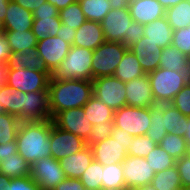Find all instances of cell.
Wrapping results in <instances>:
<instances>
[{
  "label": "cell",
  "instance_id": "1",
  "mask_svg": "<svg viewBox=\"0 0 190 190\" xmlns=\"http://www.w3.org/2000/svg\"><path fill=\"white\" fill-rule=\"evenodd\" d=\"M48 92L53 119L63 110L83 107L93 95V83L92 80H60L50 77Z\"/></svg>",
  "mask_w": 190,
  "mask_h": 190
},
{
  "label": "cell",
  "instance_id": "2",
  "mask_svg": "<svg viewBox=\"0 0 190 190\" xmlns=\"http://www.w3.org/2000/svg\"><path fill=\"white\" fill-rule=\"evenodd\" d=\"M53 120L22 121L16 136L17 151L30 165L51 156L49 135Z\"/></svg>",
  "mask_w": 190,
  "mask_h": 190
},
{
  "label": "cell",
  "instance_id": "3",
  "mask_svg": "<svg viewBox=\"0 0 190 190\" xmlns=\"http://www.w3.org/2000/svg\"><path fill=\"white\" fill-rule=\"evenodd\" d=\"M92 55L93 50L91 49L71 46L68 54L51 74V77L60 80H93Z\"/></svg>",
  "mask_w": 190,
  "mask_h": 190
},
{
  "label": "cell",
  "instance_id": "4",
  "mask_svg": "<svg viewBox=\"0 0 190 190\" xmlns=\"http://www.w3.org/2000/svg\"><path fill=\"white\" fill-rule=\"evenodd\" d=\"M153 98L156 103L169 104L176 94L189 82L182 73L163 68L148 73Z\"/></svg>",
  "mask_w": 190,
  "mask_h": 190
},
{
  "label": "cell",
  "instance_id": "5",
  "mask_svg": "<svg viewBox=\"0 0 190 190\" xmlns=\"http://www.w3.org/2000/svg\"><path fill=\"white\" fill-rule=\"evenodd\" d=\"M128 48L122 42L105 41L92 55V78L113 76Z\"/></svg>",
  "mask_w": 190,
  "mask_h": 190
},
{
  "label": "cell",
  "instance_id": "6",
  "mask_svg": "<svg viewBox=\"0 0 190 190\" xmlns=\"http://www.w3.org/2000/svg\"><path fill=\"white\" fill-rule=\"evenodd\" d=\"M150 107L123 106L114 111V126L132 136L146 135L150 127Z\"/></svg>",
  "mask_w": 190,
  "mask_h": 190
},
{
  "label": "cell",
  "instance_id": "7",
  "mask_svg": "<svg viewBox=\"0 0 190 190\" xmlns=\"http://www.w3.org/2000/svg\"><path fill=\"white\" fill-rule=\"evenodd\" d=\"M93 95L114 111L126 106L125 82L114 76H104L92 80Z\"/></svg>",
  "mask_w": 190,
  "mask_h": 190
},
{
  "label": "cell",
  "instance_id": "8",
  "mask_svg": "<svg viewBox=\"0 0 190 190\" xmlns=\"http://www.w3.org/2000/svg\"><path fill=\"white\" fill-rule=\"evenodd\" d=\"M30 176L41 190H53L66 178L59 161L52 156L37 159L31 165Z\"/></svg>",
  "mask_w": 190,
  "mask_h": 190
},
{
  "label": "cell",
  "instance_id": "9",
  "mask_svg": "<svg viewBox=\"0 0 190 190\" xmlns=\"http://www.w3.org/2000/svg\"><path fill=\"white\" fill-rule=\"evenodd\" d=\"M50 77L49 71L15 69L10 70L7 85L24 93L48 90Z\"/></svg>",
  "mask_w": 190,
  "mask_h": 190
},
{
  "label": "cell",
  "instance_id": "10",
  "mask_svg": "<svg viewBox=\"0 0 190 190\" xmlns=\"http://www.w3.org/2000/svg\"><path fill=\"white\" fill-rule=\"evenodd\" d=\"M49 142L51 156L58 161L66 156L81 151L87 146L83 138L60 129L54 123L51 127Z\"/></svg>",
  "mask_w": 190,
  "mask_h": 190
},
{
  "label": "cell",
  "instance_id": "11",
  "mask_svg": "<svg viewBox=\"0 0 190 190\" xmlns=\"http://www.w3.org/2000/svg\"><path fill=\"white\" fill-rule=\"evenodd\" d=\"M52 120L60 129L71 132L85 141L89 139L92 132L91 121L86 118L83 107L63 110Z\"/></svg>",
  "mask_w": 190,
  "mask_h": 190
},
{
  "label": "cell",
  "instance_id": "12",
  "mask_svg": "<svg viewBox=\"0 0 190 190\" xmlns=\"http://www.w3.org/2000/svg\"><path fill=\"white\" fill-rule=\"evenodd\" d=\"M122 166L126 188L129 189L150 184L156 173L142 157L127 156L122 161Z\"/></svg>",
  "mask_w": 190,
  "mask_h": 190
},
{
  "label": "cell",
  "instance_id": "13",
  "mask_svg": "<svg viewBox=\"0 0 190 190\" xmlns=\"http://www.w3.org/2000/svg\"><path fill=\"white\" fill-rule=\"evenodd\" d=\"M132 21L129 9H111L101 21L105 41L123 42Z\"/></svg>",
  "mask_w": 190,
  "mask_h": 190
},
{
  "label": "cell",
  "instance_id": "14",
  "mask_svg": "<svg viewBox=\"0 0 190 190\" xmlns=\"http://www.w3.org/2000/svg\"><path fill=\"white\" fill-rule=\"evenodd\" d=\"M18 119L21 122L51 119L48 90L24 93L23 112Z\"/></svg>",
  "mask_w": 190,
  "mask_h": 190
},
{
  "label": "cell",
  "instance_id": "15",
  "mask_svg": "<svg viewBox=\"0 0 190 190\" xmlns=\"http://www.w3.org/2000/svg\"><path fill=\"white\" fill-rule=\"evenodd\" d=\"M38 55L44 60L46 69L52 74L64 60L71 45L59 36H49L37 42Z\"/></svg>",
  "mask_w": 190,
  "mask_h": 190
},
{
  "label": "cell",
  "instance_id": "16",
  "mask_svg": "<svg viewBox=\"0 0 190 190\" xmlns=\"http://www.w3.org/2000/svg\"><path fill=\"white\" fill-rule=\"evenodd\" d=\"M130 143H121L111 136L91 146L93 158L103 166L122 163L127 157Z\"/></svg>",
  "mask_w": 190,
  "mask_h": 190
},
{
  "label": "cell",
  "instance_id": "17",
  "mask_svg": "<svg viewBox=\"0 0 190 190\" xmlns=\"http://www.w3.org/2000/svg\"><path fill=\"white\" fill-rule=\"evenodd\" d=\"M126 106L152 107L156 104L148 74L125 82Z\"/></svg>",
  "mask_w": 190,
  "mask_h": 190
},
{
  "label": "cell",
  "instance_id": "18",
  "mask_svg": "<svg viewBox=\"0 0 190 190\" xmlns=\"http://www.w3.org/2000/svg\"><path fill=\"white\" fill-rule=\"evenodd\" d=\"M129 49L136 55V58L146 74L159 68L162 48L149 41L148 37L143 36Z\"/></svg>",
  "mask_w": 190,
  "mask_h": 190
},
{
  "label": "cell",
  "instance_id": "19",
  "mask_svg": "<svg viewBox=\"0 0 190 190\" xmlns=\"http://www.w3.org/2000/svg\"><path fill=\"white\" fill-rule=\"evenodd\" d=\"M129 12L142 25L165 17V8L158 0H130Z\"/></svg>",
  "mask_w": 190,
  "mask_h": 190
},
{
  "label": "cell",
  "instance_id": "20",
  "mask_svg": "<svg viewBox=\"0 0 190 190\" xmlns=\"http://www.w3.org/2000/svg\"><path fill=\"white\" fill-rule=\"evenodd\" d=\"M105 42L101 22L86 20L77 30L73 46L95 50Z\"/></svg>",
  "mask_w": 190,
  "mask_h": 190
},
{
  "label": "cell",
  "instance_id": "21",
  "mask_svg": "<svg viewBox=\"0 0 190 190\" xmlns=\"http://www.w3.org/2000/svg\"><path fill=\"white\" fill-rule=\"evenodd\" d=\"M93 160L92 148L87 145L81 151L62 158L59 163L66 177L79 179Z\"/></svg>",
  "mask_w": 190,
  "mask_h": 190
},
{
  "label": "cell",
  "instance_id": "22",
  "mask_svg": "<svg viewBox=\"0 0 190 190\" xmlns=\"http://www.w3.org/2000/svg\"><path fill=\"white\" fill-rule=\"evenodd\" d=\"M33 19V12L10 0L3 21L5 31L31 30Z\"/></svg>",
  "mask_w": 190,
  "mask_h": 190
},
{
  "label": "cell",
  "instance_id": "23",
  "mask_svg": "<svg viewBox=\"0 0 190 190\" xmlns=\"http://www.w3.org/2000/svg\"><path fill=\"white\" fill-rule=\"evenodd\" d=\"M7 63L10 70L31 69L48 71L44 60L38 55L37 47H30L23 51L11 52Z\"/></svg>",
  "mask_w": 190,
  "mask_h": 190
},
{
  "label": "cell",
  "instance_id": "24",
  "mask_svg": "<svg viewBox=\"0 0 190 190\" xmlns=\"http://www.w3.org/2000/svg\"><path fill=\"white\" fill-rule=\"evenodd\" d=\"M159 67L182 73L190 77V61L188 56L181 53L174 45L166 46L161 51Z\"/></svg>",
  "mask_w": 190,
  "mask_h": 190
},
{
  "label": "cell",
  "instance_id": "25",
  "mask_svg": "<svg viewBox=\"0 0 190 190\" xmlns=\"http://www.w3.org/2000/svg\"><path fill=\"white\" fill-rule=\"evenodd\" d=\"M143 27L144 36L148 37L153 44L159 45L162 49L172 44L174 30L165 17L145 24Z\"/></svg>",
  "mask_w": 190,
  "mask_h": 190
},
{
  "label": "cell",
  "instance_id": "26",
  "mask_svg": "<svg viewBox=\"0 0 190 190\" xmlns=\"http://www.w3.org/2000/svg\"><path fill=\"white\" fill-rule=\"evenodd\" d=\"M146 73L143 71L136 55L128 49L118 64L113 76L122 82H129L135 78L141 77Z\"/></svg>",
  "mask_w": 190,
  "mask_h": 190
},
{
  "label": "cell",
  "instance_id": "27",
  "mask_svg": "<svg viewBox=\"0 0 190 190\" xmlns=\"http://www.w3.org/2000/svg\"><path fill=\"white\" fill-rule=\"evenodd\" d=\"M24 92L8 85L0 88V111L18 117L23 112Z\"/></svg>",
  "mask_w": 190,
  "mask_h": 190
},
{
  "label": "cell",
  "instance_id": "28",
  "mask_svg": "<svg viewBox=\"0 0 190 190\" xmlns=\"http://www.w3.org/2000/svg\"><path fill=\"white\" fill-rule=\"evenodd\" d=\"M86 118L91 121L92 126L97 123L113 121L114 110L92 95L83 106Z\"/></svg>",
  "mask_w": 190,
  "mask_h": 190
},
{
  "label": "cell",
  "instance_id": "29",
  "mask_svg": "<svg viewBox=\"0 0 190 190\" xmlns=\"http://www.w3.org/2000/svg\"><path fill=\"white\" fill-rule=\"evenodd\" d=\"M165 18L173 30L190 26V2L183 0L175 6L165 9Z\"/></svg>",
  "mask_w": 190,
  "mask_h": 190
},
{
  "label": "cell",
  "instance_id": "30",
  "mask_svg": "<svg viewBox=\"0 0 190 190\" xmlns=\"http://www.w3.org/2000/svg\"><path fill=\"white\" fill-rule=\"evenodd\" d=\"M187 116L183 115L170 103L164 104V129L167 133H174L184 137L186 133Z\"/></svg>",
  "mask_w": 190,
  "mask_h": 190
},
{
  "label": "cell",
  "instance_id": "31",
  "mask_svg": "<svg viewBox=\"0 0 190 190\" xmlns=\"http://www.w3.org/2000/svg\"><path fill=\"white\" fill-rule=\"evenodd\" d=\"M31 165L19 153L2 160L0 172L10 178L30 175Z\"/></svg>",
  "mask_w": 190,
  "mask_h": 190
},
{
  "label": "cell",
  "instance_id": "32",
  "mask_svg": "<svg viewBox=\"0 0 190 190\" xmlns=\"http://www.w3.org/2000/svg\"><path fill=\"white\" fill-rule=\"evenodd\" d=\"M150 184L156 190H181L183 187L176 166L155 173Z\"/></svg>",
  "mask_w": 190,
  "mask_h": 190
},
{
  "label": "cell",
  "instance_id": "33",
  "mask_svg": "<svg viewBox=\"0 0 190 190\" xmlns=\"http://www.w3.org/2000/svg\"><path fill=\"white\" fill-rule=\"evenodd\" d=\"M150 116L151 124L146 135L158 145L167 134L164 129V104L156 103L150 107Z\"/></svg>",
  "mask_w": 190,
  "mask_h": 190
},
{
  "label": "cell",
  "instance_id": "34",
  "mask_svg": "<svg viewBox=\"0 0 190 190\" xmlns=\"http://www.w3.org/2000/svg\"><path fill=\"white\" fill-rule=\"evenodd\" d=\"M61 20L59 16H46L40 19H33L32 32L37 41L46 39L49 36H57L60 29Z\"/></svg>",
  "mask_w": 190,
  "mask_h": 190
},
{
  "label": "cell",
  "instance_id": "35",
  "mask_svg": "<svg viewBox=\"0 0 190 190\" xmlns=\"http://www.w3.org/2000/svg\"><path fill=\"white\" fill-rule=\"evenodd\" d=\"M78 2L88 21L101 22L111 10L108 0H78Z\"/></svg>",
  "mask_w": 190,
  "mask_h": 190
},
{
  "label": "cell",
  "instance_id": "36",
  "mask_svg": "<svg viewBox=\"0 0 190 190\" xmlns=\"http://www.w3.org/2000/svg\"><path fill=\"white\" fill-rule=\"evenodd\" d=\"M8 43L12 52L23 51L26 48L36 47L37 39L32 30L26 31H5Z\"/></svg>",
  "mask_w": 190,
  "mask_h": 190
},
{
  "label": "cell",
  "instance_id": "37",
  "mask_svg": "<svg viewBox=\"0 0 190 190\" xmlns=\"http://www.w3.org/2000/svg\"><path fill=\"white\" fill-rule=\"evenodd\" d=\"M175 160L187 156L188 146L184 137L178 136L174 133H167L161 142L158 144Z\"/></svg>",
  "mask_w": 190,
  "mask_h": 190
},
{
  "label": "cell",
  "instance_id": "38",
  "mask_svg": "<svg viewBox=\"0 0 190 190\" xmlns=\"http://www.w3.org/2000/svg\"><path fill=\"white\" fill-rule=\"evenodd\" d=\"M20 124L18 117L0 111V144L15 141Z\"/></svg>",
  "mask_w": 190,
  "mask_h": 190
},
{
  "label": "cell",
  "instance_id": "39",
  "mask_svg": "<svg viewBox=\"0 0 190 190\" xmlns=\"http://www.w3.org/2000/svg\"><path fill=\"white\" fill-rule=\"evenodd\" d=\"M102 178L103 165L93 160L79 179L86 190H100Z\"/></svg>",
  "mask_w": 190,
  "mask_h": 190
},
{
  "label": "cell",
  "instance_id": "40",
  "mask_svg": "<svg viewBox=\"0 0 190 190\" xmlns=\"http://www.w3.org/2000/svg\"><path fill=\"white\" fill-rule=\"evenodd\" d=\"M145 159L156 173L175 166L176 162V160L159 145H156Z\"/></svg>",
  "mask_w": 190,
  "mask_h": 190
},
{
  "label": "cell",
  "instance_id": "41",
  "mask_svg": "<svg viewBox=\"0 0 190 190\" xmlns=\"http://www.w3.org/2000/svg\"><path fill=\"white\" fill-rule=\"evenodd\" d=\"M126 187L122 163L103 166L102 188Z\"/></svg>",
  "mask_w": 190,
  "mask_h": 190
},
{
  "label": "cell",
  "instance_id": "42",
  "mask_svg": "<svg viewBox=\"0 0 190 190\" xmlns=\"http://www.w3.org/2000/svg\"><path fill=\"white\" fill-rule=\"evenodd\" d=\"M62 24L77 30L85 21V15L80 7L78 0L59 11Z\"/></svg>",
  "mask_w": 190,
  "mask_h": 190
},
{
  "label": "cell",
  "instance_id": "43",
  "mask_svg": "<svg viewBox=\"0 0 190 190\" xmlns=\"http://www.w3.org/2000/svg\"><path fill=\"white\" fill-rule=\"evenodd\" d=\"M157 144L147 135L134 136L127 151V156L145 158Z\"/></svg>",
  "mask_w": 190,
  "mask_h": 190
},
{
  "label": "cell",
  "instance_id": "44",
  "mask_svg": "<svg viewBox=\"0 0 190 190\" xmlns=\"http://www.w3.org/2000/svg\"><path fill=\"white\" fill-rule=\"evenodd\" d=\"M114 121L97 123L92 126V132L89 139L86 141L88 146H92L107 137H110L114 131Z\"/></svg>",
  "mask_w": 190,
  "mask_h": 190
},
{
  "label": "cell",
  "instance_id": "45",
  "mask_svg": "<svg viewBox=\"0 0 190 190\" xmlns=\"http://www.w3.org/2000/svg\"><path fill=\"white\" fill-rule=\"evenodd\" d=\"M170 104L183 115L190 117V83L188 82L173 98Z\"/></svg>",
  "mask_w": 190,
  "mask_h": 190
},
{
  "label": "cell",
  "instance_id": "46",
  "mask_svg": "<svg viewBox=\"0 0 190 190\" xmlns=\"http://www.w3.org/2000/svg\"><path fill=\"white\" fill-rule=\"evenodd\" d=\"M172 45L186 56L190 55V26L173 31Z\"/></svg>",
  "mask_w": 190,
  "mask_h": 190
},
{
  "label": "cell",
  "instance_id": "47",
  "mask_svg": "<svg viewBox=\"0 0 190 190\" xmlns=\"http://www.w3.org/2000/svg\"><path fill=\"white\" fill-rule=\"evenodd\" d=\"M144 36V27L142 24L132 21L130 25L129 34L125 36L122 42L128 49L136 44Z\"/></svg>",
  "mask_w": 190,
  "mask_h": 190
},
{
  "label": "cell",
  "instance_id": "48",
  "mask_svg": "<svg viewBox=\"0 0 190 190\" xmlns=\"http://www.w3.org/2000/svg\"><path fill=\"white\" fill-rule=\"evenodd\" d=\"M11 190H41L39 185L32 179V177H16L11 178Z\"/></svg>",
  "mask_w": 190,
  "mask_h": 190
},
{
  "label": "cell",
  "instance_id": "49",
  "mask_svg": "<svg viewBox=\"0 0 190 190\" xmlns=\"http://www.w3.org/2000/svg\"><path fill=\"white\" fill-rule=\"evenodd\" d=\"M175 166L179 172L182 186H190V158L184 156L179 160H176Z\"/></svg>",
  "mask_w": 190,
  "mask_h": 190
},
{
  "label": "cell",
  "instance_id": "50",
  "mask_svg": "<svg viewBox=\"0 0 190 190\" xmlns=\"http://www.w3.org/2000/svg\"><path fill=\"white\" fill-rule=\"evenodd\" d=\"M46 16H59V10L50 2L45 1L35 11H33V18L40 19Z\"/></svg>",
  "mask_w": 190,
  "mask_h": 190
},
{
  "label": "cell",
  "instance_id": "51",
  "mask_svg": "<svg viewBox=\"0 0 190 190\" xmlns=\"http://www.w3.org/2000/svg\"><path fill=\"white\" fill-rule=\"evenodd\" d=\"M53 190H85L80 179L66 177Z\"/></svg>",
  "mask_w": 190,
  "mask_h": 190
},
{
  "label": "cell",
  "instance_id": "52",
  "mask_svg": "<svg viewBox=\"0 0 190 190\" xmlns=\"http://www.w3.org/2000/svg\"><path fill=\"white\" fill-rule=\"evenodd\" d=\"M75 34L76 30L74 28H70L62 23L60 25V29L57 32V36H59L62 40L66 41L71 46H73Z\"/></svg>",
  "mask_w": 190,
  "mask_h": 190
},
{
  "label": "cell",
  "instance_id": "53",
  "mask_svg": "<svg viewBox=\"0 0 190 190\" xmlns=\"http://www.w3.org/2000/svg\"><path fill=\"white\" fill-rule=\"evenodd\" d=\"M11 52L7 37L5 34L0 35V63L8 62Z\"/></svg>",
  "mask_w": 190,
  "mask_h": 190
},
{
  "label": "cell",
  "instance_id": "54",
  "mask_svg": "<svg viewBox=\"0 0 190 190\" xmlns=\"http://www.w3.org/2000/svg\"><path fill=\"white\" fill-rule=\"evenodd\" d=\"M18 153L17 151V142L11 141V142H6L4 144H0V158L1 161L5 158H8L12 154Z\"/></svg>",
  "mask_w": 190,
  "mask_h": 190
},
{
  "label": "cell",
  "instance_id": "55",
  "mask_svg": "<svg viewBox=\"0 0 190 190\" xmlns=\"http://www.w3.org/2000/svg\"><path fill=\"white\" fill-rule=\"evenodd\" d=\"M111 137L114 140H118L121 143H131L133 141L134 136L124 131L121 128L114 127V131L111 134Z\"/></svg>",
  "mask_w": 190,
  "mask_h": 190
},
{
  "label": "cell",
  "instance_id": "56",
  "mask_svg": "<svg viewBox=\"0 0 190 190\" xmlns=\"http://www.w3.org/2000/svg\"><path fill=\"white\" fill-rule=\"evenodd\" d=\"M15 3L19 4L23 8L33 12L35 11L42 3L47 0H13Z\"/></svg>",
  "mask_w": 190,
  "mask_h": 190
},
{
  "label": "cell",
  "instance_id": "57",
  "mask_svg": "<svg viewBox=\"0 0 190 190\" xmlns=\"http://www.w3.org/2000/svg\"><path fill=\"white\" fill-rule=\"evenodd\" d=\"M9 73L10 69L8 63H0V88L8 84Z\"/></svg>",
  "mask_w": 190,
  "mask_h": 190
},
{
  "label": "cell",
  "instance_id": "58",
  "mask_svg": "<svg viewBox=\"0 0 190 190\" xmlns=\"http://www.w3.org/2000/svg\"><path fill=\"white\" fill-rule=\"evenodd\" d=\"M111 9H129L130 0H108Z\"/></svg>",
  "mask_w": 190,
  "mask_h": 190
},
{
  "label": "cell",
  "instance_id": "59",
  "mask_svg": "<svg viewBox=\"0 0 190 190\" xmlns=\"http://www.w3.org/2000/svg\"><path fill=\"white\" fill-rule=\"evenodd\" d=\"M52 5H54L59 11L64 9L70 4L75 3L77 0H47Z\"/></svg>",
  "mask_w": 190,
  "mask_h": 190
},
{
  "label": "cell",
  "instance_id": "60",
  "mask_svg": "<svg viewBox=\"0 0 190 190\" xmlns=\"http://www.w3.org/2000/svg\"><path fill=\"white\" fill-rule=\"evenodd\" d=\"M11 178L0 172V190H11Z\"/></svg>",
  "mask_w": 190,
  "mask_h": 190
},
{
  "label": "cell",
  "instance_id": "61",
  "mask_svg": "<svg viewBox=\"0 0 190 190\" xmlns=\"http://www.w3.org/2000/svg\"><path fill=\"white\" fill-rule=\"evenodd\" d=\"M10 0H0V19L4 21Z\"/></svg>",
  "mask_w": 190,
  "mask_h": 190
},
{
  "label": "cell",
  "instance_id": "62",
  "mask_svg": "<svg viewBox=\"0 0 190 190\" xmlns=\"http://www.w3.org/2000/svg\"><path fill=\"white\" fill-rule=\"evenodd\" d=\"M158 1L161 3V5H162L165 9H167V8H169V7H172V6L177 5L178 3H180V2L183 1V0H158Z\"/></svg>",
  "mask_w": 190,
  "mask_h": 190
},
{
  "label": "cell",
  "instance_id": "63",
  "mask_svg": "<svg viewBox=\"0 0 190 190\" xmlns=\"http://www.w3.org/2000/svg\"><path fill=\"white\" fill-rule=\"evenodd\" d=\"M184 139L188 147H190V117L187 116L186 133Z\"/></svg>",
  "mask_w": 190,
  "mask_h": 190
},
{
  "label": "cell",
  "instance_id": "64",
  "mask_svg": "<svg viewBox=\"0 0 190 190\" xmlns=\"http://www.w3.org/2000/svg\"><path fill=\"white\" fill-rule=\"evenodd\" d=\"M130 190H156V189L153 186H151V184H148V185L136 187Z\"/></svg>",
  "mask_w": 190,
  "mask_h": 190
},
{
  "label": "cell",
  "instance_id": "65",
  "mask_svg": "<svg viewBox=\"0 0 190 190\" xmlns=\"http://www.w3.org/2000/svg\"><path fill=\"white\" fill-rule=\"evenodd\" d=\"M100 190H130L126 187H118V188H101Z\"/></svg>",
  "mask_w": 190,
  "mask_h": 190
},
{
  "label": "cell",
  "instance_id": "66",
  "mask_svg": "<svg viewBox=\"0 0 190 190\" xmlns=\"http://www.w3.org/2000/svg\"><path fill=\"white\" fill-rule=\"evenodd\" d=\"M5 33V27L3 20L0 19V35Z\"/></svg>",
  "mask_w": 190,
  "mask_h": 190
},
{
  "label": "cell",
  "instance_id": "67",
  "mask_svg": "<svg viewBox=\"0 0 190 190\" xmlns=\"http://www.w3.org/2000/svg\"><path fill=\"white\" fill-rule=\"evenodd\" d=\"M181 190H190V186L182 187Z\"/></svg>",
  "mask_w": 190,
  "mask_h": 190
},
{
  "label": "cell",
  "instance_id": "68",
  "mask_svg": "<svg viewBox=\"0 0 190 190\" xmlns=\"http://www.w3.org/2000/svg\"><path fill=\"white\" fill-rule=\"evenodd\" d=\"M187 156L190 158V147H188Z\"/></svg>",
  "mask_w": 190,
  "mask_h": 190
}]
</instances>
